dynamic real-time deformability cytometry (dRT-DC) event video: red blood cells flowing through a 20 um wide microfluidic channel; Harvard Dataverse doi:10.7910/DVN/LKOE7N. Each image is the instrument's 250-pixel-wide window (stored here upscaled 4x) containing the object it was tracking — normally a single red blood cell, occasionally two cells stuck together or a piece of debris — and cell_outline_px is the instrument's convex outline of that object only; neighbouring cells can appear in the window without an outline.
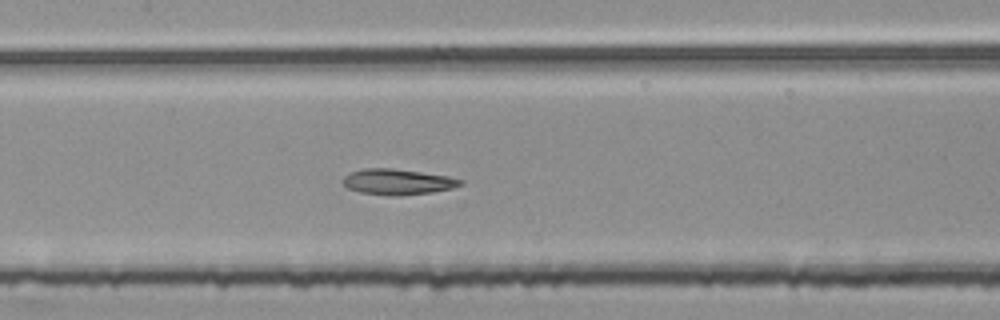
{"species": "common noctule bat (a hibernating species)", "species_latin": "Nyctalus noctula", "temperature_condition": "room temperature", "stored_images_in_passage": 53, "segment_of_instrument_passage": [2, 2], "camera_frame_rate_fps": 3000, "um_per_image_px": 0.085, "animal": {"sex": "female", "body_mass_g": 25.1}, "frame": {"image": 1, "passage_image": 26, "time_ms": 8.333, "image_size_px": [1000, 320], "cell_outline_px": [[464, 184], [452, 188], [432, 192], [400, 196], [388, 196], [360, 192], [348, 188], [340, 180], [344, 176], [352, 172], [364, 168], [392, 168], [448, 176], [464, 180]], "centroid_in_image_um": [33.8, 15.46], "position_along_channel_um": 173.6, "area_um2": 17.69}}
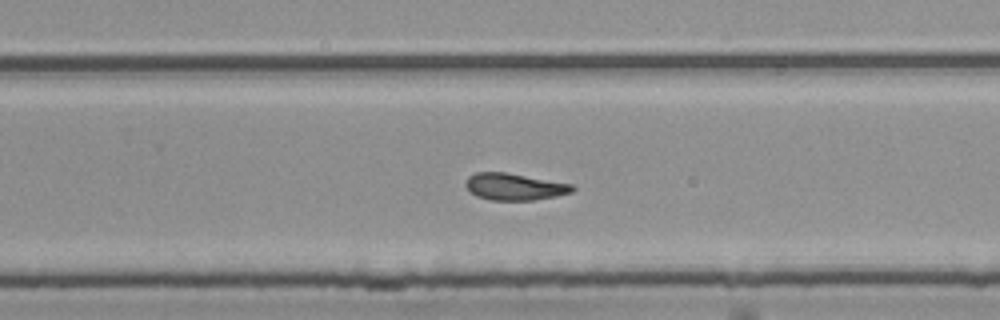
{"frame": {"image": 2, "passage_image": 35, "time_ms": 11.333, "image_size_px": [1000, 320], "cell_outline_px": [[576, 188], [572, 192], [556, 196], [532, 200], [488, 200], [476, 196], [464, 184], [468, 176], [476, 172], [504, 172], [572, 184]], "centroid_in_image_um": [43.71, 15.87], "position_along_channel_um": 286.1, "area_um2": 16.59}}
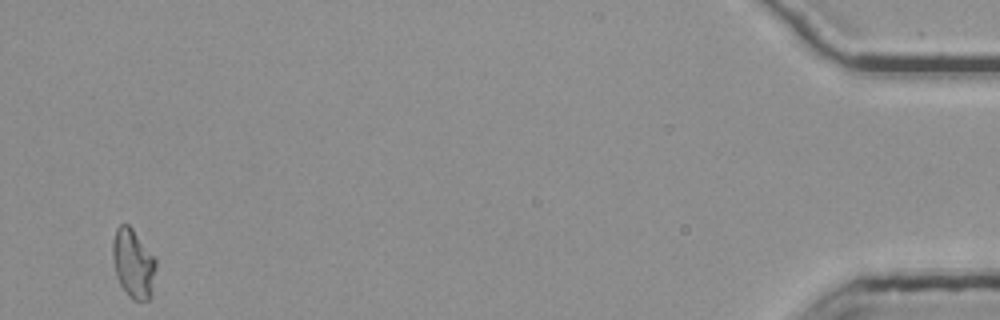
{"frame": {"image": 3, "passage_image": 53, "time_ms": 17.333, "image_size_px": [1000, 320], "cell_outline_px": [[156, 268], [152, 296], [148, 300], [132, 300], [128, 296], [120, 284], [116, 276], [112, 256], [112, 240], [116, 228], [120, 224], [128, 224], [132, 228], [156, 260]], "centroid_in_image_um": [11.32, 22.42], "position_along_channel_um": 423.9, "area_um2": 17.51}}